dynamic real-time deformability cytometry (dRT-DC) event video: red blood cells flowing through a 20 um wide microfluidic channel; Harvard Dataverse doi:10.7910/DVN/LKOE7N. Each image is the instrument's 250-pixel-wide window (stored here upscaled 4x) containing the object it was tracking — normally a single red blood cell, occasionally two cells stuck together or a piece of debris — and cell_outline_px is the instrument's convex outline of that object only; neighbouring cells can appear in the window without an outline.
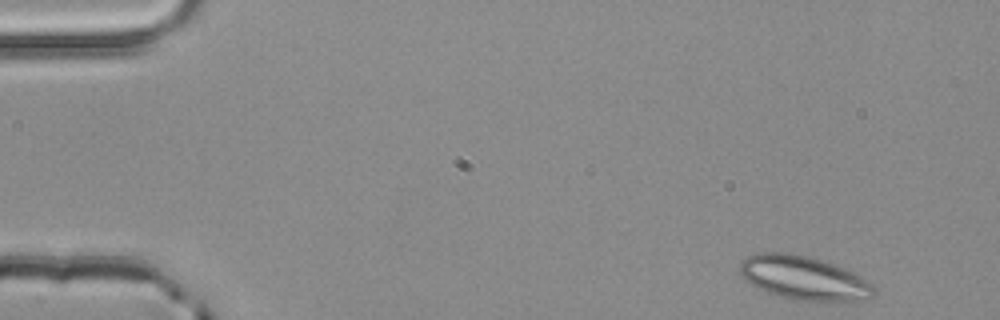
{"species": "common noctule bat (a hibernating species)", "species_latin": "Nyctalus noctula", "temperature_condition": "room temperature", "stored_images_in_passage": 3, "camera_frame_rate_fps": 3000, "um_per_image_px": 0.085, "animal": {"sex": "male", "body_mass_g": 20.4}, "frame": {"image": 1, "passage_image": 1, "time_ms": 0.0, "image_size_px": [1000, 320], "cell_outline_px": [[876, 288], [872, 296], [868, 300], [796, 300], [780, 296], [768, 292], [752, 284], [740, 276], [740, 264], [748, 256], [760, 252], [784, 252], [808, 256], [844, 268], [860, 276], [872, 284]], "centroid_in_image_um": [68.32, 23.61], "position_along_channel_um": 16.7, "area_um2": 33.7}}